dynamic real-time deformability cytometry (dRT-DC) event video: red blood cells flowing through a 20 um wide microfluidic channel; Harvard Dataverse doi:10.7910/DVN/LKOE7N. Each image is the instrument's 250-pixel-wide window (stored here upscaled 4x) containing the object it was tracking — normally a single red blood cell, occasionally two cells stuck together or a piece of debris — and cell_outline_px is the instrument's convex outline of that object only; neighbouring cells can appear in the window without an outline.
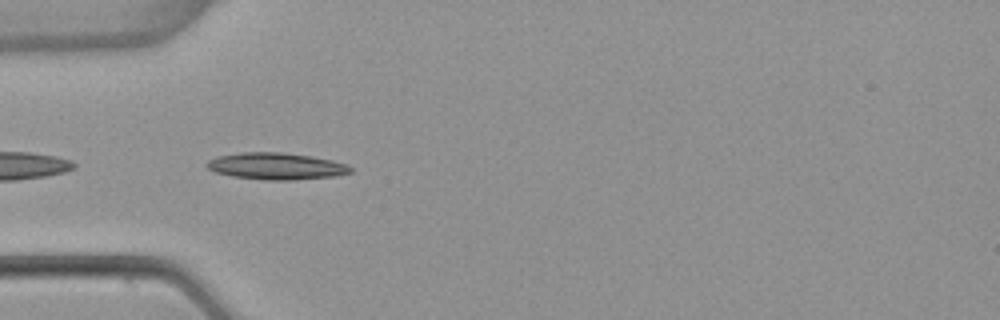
{"species": "common noctule bat (a hibernating species)", "species_latin": "Nyctalus noctula", "temperature_condition": "warm", "stored_images_in_passage": 5, "camera_frame_rate_fps": 3000, "um_per_image_px": 0.085, "animal": {"sex": "female", "body_mass_g": 22.7, "forearm_length_mm": 54.2}, "frame": {"image": 1, "passage_image": 2, "time_ms": 0.333, "image_size_px": [1000, 320], "cell_outline_px": [[352, 172], [336, 176], [292, 180], [264, 180], [232, 176], [216, 172], [208, 168], [204, 164], [208, 160], [216, 156], [240, 152], [284, 152], [312, 156], [332, 160], [348, 164], [352, 168]], "centroid_in_image_um": [23.48, 14.12], "position_along_channel_um": 61.5, "area_um2": 22.66}}